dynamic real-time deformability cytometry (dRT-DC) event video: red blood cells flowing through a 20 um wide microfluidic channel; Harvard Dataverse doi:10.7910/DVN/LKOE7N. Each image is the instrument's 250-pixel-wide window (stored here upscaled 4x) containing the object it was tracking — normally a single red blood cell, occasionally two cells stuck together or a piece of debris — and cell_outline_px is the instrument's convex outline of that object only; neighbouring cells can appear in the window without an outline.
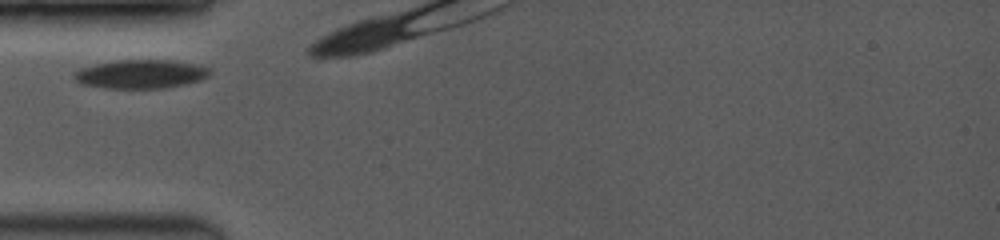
{"species": "common noctule bat (a hibernating species)", "species_latin": "Nyctalus noctula", "temperature_condition": "room temperature", "stored_images_in_passage": 4, "camera_frame_rate_fps": 3500, "um_per_image_px": 0.085, "animal": {"sex": "female", "body_mass_g": 19.0, "forearm_length_mm": 53.3}, "frame": {"image": 1, "passage_image": 1, "time_ms": 0.0, "image_size_px": [1000, 240], "cell_outline_px": [[212, 72], [208, 76], [200, 80], [184, 84], [164, 88], [108, 88], [84, 84], [76, 80], [72, 76], [72, 72], [80, 68], [96, 64], [116, 60], [168, 60], [196, 64], [212, 68]], "centroid_in_image_um": [11.98, 6.29], "position_along_channel_um": 73.0, "area_um2": 22.72}}